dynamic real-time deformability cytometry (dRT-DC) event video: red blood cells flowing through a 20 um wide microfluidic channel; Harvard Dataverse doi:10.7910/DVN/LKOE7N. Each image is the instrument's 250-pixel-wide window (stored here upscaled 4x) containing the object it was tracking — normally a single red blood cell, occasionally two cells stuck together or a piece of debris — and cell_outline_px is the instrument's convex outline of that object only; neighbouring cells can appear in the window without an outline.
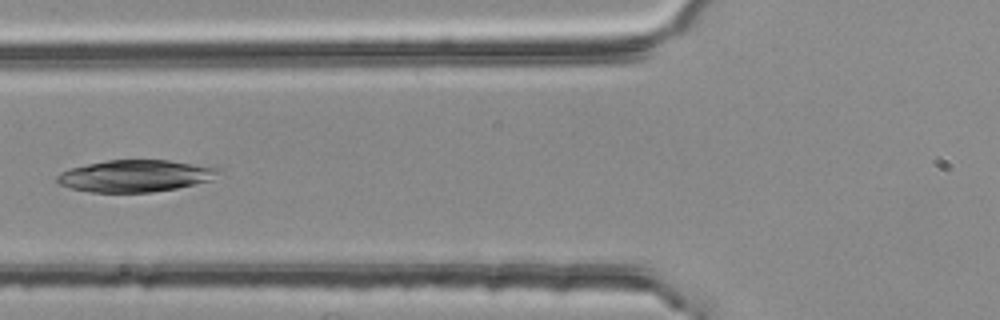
{"species": "common noctule bat (a hibernating species)", "species_latin": "Nyctalus noctula", "temperature_condition": "room temperature", "stored_images_in_passage": 4, "camera_frame_rate_fps": 3000, "um_per_image_px": 0.085, "animal": {"sex": "female", "body_mass_g": 25.1}, "frame": {"image": 1, "passage_image": 4, "time_ms": 1.0, "image_size_px": [1000, 320], "cell_outline_px": [[224, 172], [212, 180], [176, 188], [152, 192], [92, 192], [72, 188], [60, 184], [56, 180], [56, 176], [60, 172], [72, 168], [88, 164], [108, 160], [168, 160], [220, 168]], "centroid_in_image_um": [11.55, 14.95], "position_along_channel_um": 114.2, "area_um2": 29.88}}